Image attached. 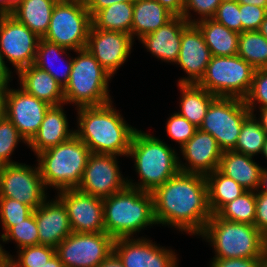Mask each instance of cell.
Wrapping results in <instances>:
<instances>
[{
  "label": "cell",
  "instance_id": "1",
  "mask_svg": "<svg viewBox=\"0 0 267 267\" xmlns=\"http://www.w3.org/2000/svg\"><path fill=\"white\" fill-rule=\"evenodd\" d=\"M151 193L154 217L162 226L198 236L212 216L203 174L179 171Z\"/></svg>",
  "mask_w": 267,
  "mask_h": 267
},
{
  "label": "cell",
  "instance_id": "2",
  "mask_svg": "<svg viewBox=\"0 0 267 267\" xmlns=\"http://www.w3.org/2000/svg\"><path fill=\"white\" fill-rule=\"evenodd\" d=\"M77 109L78 129L75 135L85 143L91 153L128 155L136 128L124 120L112 101L100 105Z\"/></svg>",
  "mask_w": 267,
  "mask_h": 267
},
{
  "label": "cell",
  "instance_id": "3",
  "mask_svg": "<svg viewBox=\"0 0 267 267\" xmlns=\"http://www.w3.org/2000/svg\"><path fill=\"white\" fill-rule=\"evenodd\" d=\"M178 153L161 139L141 130H136L127 157L135 160V172L140 182L127 180L128 186L142 191L152 192L163 185L179 170Z\"/></svg>",
  "mask_w": 267,
  "mask_h": 267
},
{
  "label": "cell",
  "instance_id": "4",
  "mask_svg": "<svg viewBox=\"0 0 267 267\" xmlns=\"http://www.w3.org/2000/svg\"><path fill=\"white\" fill-rule=\"evenodd\" d=\"M103 216L105 232L113 239L132 238L147 226L157 225L152 193L129 186L103 198Z\"/></svg>",
  "mask_w": 267,
  "mask_h": 267
},
{
  "label": "cell",
  "instance_id": "5",
  "mask_svg": "<svg viewBox=\"0 0 267 267\" xmlns=\"http://www.w3.org/2000/svg\"><path fill=\"white\" fill-rule=\"evenodd\" d=\"M88 147L76 135L38 153L37 161L46 189H75L81 182L89 155Z\"/></svg>",
  "mask_w": 267,
  "mask_h": 267
},
{
  "label": "cell",
  "instance_id": "6",
  "mask_svg": "<svg viewBox=\"0 0 267 267\" xmlns=\"http://www.w3.org/2000/svg\"><path fill=\"white\" fill-rule=\"evenodd\" d=\"M211 243L213 258H264V235L248 223L231 222L212 214L199 235Z\"/></svg>",
  "mask_w": 267,
  "mask_h": 267
},
{
  "label": "cell",
  "instance_id": "7",
  "mask_svg": "<svg viewBox=\"0 0 267 267\" xmlns=\"http://www.w3.org/2000/svg\"><path fill=\"white\" fill-rule=\"evenodd\" d=\"M69 81L63 88L65 104L77 108L100 106L111 102L109 80L111 75L99 64L87 48L74 51Z\"/></svg>",
  "mask_w": 267,
  "mask_h": 267
},
{
  "label": "cell",
  "instance_id": "8",
  "mask_svg": "<svg viewBox=\"0 0 267 267\" xmlns=\"http://www.w3.org/2000/svg\"><path fill=\"white\" fill-rule=\"evenodd\" d=\"M255 70L238 55L212 56L197 85L216 97L244 99L250 91Z\"/></svg>",
  "mask_w": 267,
  "mask_h": 267
},
{
  "label": "cell",
  "instance_id": "9",
  "mask_svg": "<svg viewBox=\"0 0 267 267\" xmlns=\"http://www.w3.org/2000/svg\"><path fill=\"white\" fill-rule=\"evenodd\" d=\"M92 17L86 3L59 0L52 12L47 33L42 38L69 50L86 48Z\"/></svg>",
  "mask_w": 267,
  "mask_h": 267
},
{
  "label": "cell",
  "instance_id": "10",
  "mask_svg": "<svg viewBox=\"0 0 267 267\" xmlns=\"http://www.w3.org/2000/svg\"><path fill=\"white\" fill-rule=\"evenodd\" d=\"M251 114L244 99L216 97L199 129L211 134L223 151L233 150L244 120Z\"/></svg>",
  "mask_w": 267,
  "mask_h": 267
},
{
  "label": "cell",
  "instance_id": "11",
  "mask_svg": "<svg viewBox=\"0 0 267 267\" xmlns=\"http://www.w3.org/2000/svg\"><path fill=\"white\" fill-rule=\"evenodd\" d=\"M113 243L106 232H72L55 249L64 267H98L113 252Z\"/></svg>",
  "mask_w": 267,
  "mask_h": 267
},
{
  "label": "cell",
  "instance_id": "12",
  "mask_svg": "<svg viewBox=\"0 0 267 267\" xmlns=\"http://www.w3.org/2000/svg\"><path fill=\"white\" fill-rule=\"evenodd\" d=\"M39 166L23 163L0 166V197L15 199L37 209L47 200Z\"/></svg>",
  "mask_w": 267,
  "mask_h": 267
},
{
  "label": "cell",
  "instance_id": "13",
  "mask_svg": "<svg viewBox=\"0 0 267 267\" xmlns=\"http://www.w3.org/2000/svg\"><path fill=\"white\" fill-rule=\"evenodd\" d=\"M40 39L12 15H0V52L16 73L34 64Z\"/></svg>",
  "mask_w": 267,
  "mask_h": 267
},
{
  "label": "cell",
  "instance_id": "14",
  "mask_svg": "<svg viewBox=\"0 0 267 267\" xmlns=\"http://www.w3.org/2000/svg\"><path fill=\"white\" fill-rule=\"evenodd\" d=\"M116 156L91 153L76 189L102 199L125 189L128 178H123Z\"/></svg>",
  "mask_w": 267,
  "mask_h": 267
},
{
  "label": "cell",
  "instance_id": "15",
  "mask_svg": "<svg viewBox=\"0 0 267 267\" xmlns=\"http://www.w3.org/2000/svg\"><path fill=\"white\" fill-rule=\"evenodd\" d=\"M50 107L51 105L47 102L26 93L22 88L15 90L8 86L5 116L18 129L27 143L37 134Z\"/></svg>",
  "mask_w": 267,
  "mask_h": 267
},
{
  "label": "cell",
  "instance_id": "16",
  "mask_svg": "<svg viewBox=\"0 0 267 267\" xmlns=\"http://www.w3.org/2000/svg\"><path fill=\"white\" fill-rule=\"evenodd\" d=\"M155 244L146 237L117 238L114 239L113 252L124 267H178L177 254Z\"/></svg>",
  "mask_w": 267,
  "mask_h": 267
},
{
  "label": "cell",
  "instance_id": "17",
  "mask_svg": "<svg viewBox=\"0 0 267 267\" xmlns=\"http://www.w3.org/2000/svg\"><path fill=\"white\" fill-rule=\"evenodd\" d=\"M57 193L67 209L72 232H105L102 198L83 193L76 188Z\"/></svg>",
  "mask_w": 267,
  "mask_h": 267
},
{
  "label": "cell",
  "instance_id": "18",
  "mask_svg": "<svg viewBox=\"0 0 267 267\" xmlns=\"http://www.w3.org/2000/svg\"><path fill=\"white\" fill-rule=\"evenodd\" d=\"M133 37L119 31H105L91 26L86 48L113 76L131 54Z\"/></svg>",
  "mask_w": 267,
  "mask_h": 267
},
{
  "label": "cell",
  "instance_id": "19",
  "mask_svg": "<svg viewBox=\"0 0 267 267\" xmlns=\"http://www.w3.org/2000/svg\"><path fill=\"white\" fill-rule=\"evenodd\" d=\"M212 58L200 29L195 24H189L181 36V48L178 60L188 75L179 79L178 84H197L203 77L206 67Z\"/></svg>",
  "mask_w": 267,
  "mask_h": 267
},
{
  "label": "cell",
  "instance_id": "20",
  "mask_svg": "<svg viewBox=\"0 0 267 267\" xmlns=\"http://www.w3.org/2000/svg\"><path fill=\"white\" fill-rule=\"evenodd\" d=\"M180 149L186 163L183 164L181 159H178L179 170L185 173L207 175L218 169L223 154L216 139L199 128Z\"/></svg>",
  "mask_w": 267,
  "mask_h": 267
},
{
  "label": "cell",
  "instance_id": "21",
  "mask_svg": "<svg viewBox=\"0 0 267 267\" xmlns=\"http://www.w3.org/2000/svg\"><path fill=\"white\" fill-rule=\"evenodd\" d=\"M33 212L38 226L39 244L56 248L72 233L67 209L58 197L46 200Z\"/></svg>",
  "mask_w": 267,
  "mask_h": 267
},
{
  "label": "cell",
  "instance_id": "22",
  "mask_svg": "<svg viewBox=\"0 0 267 267\" xmlns=\"http://www.w3.org/2000/svg\"><path fill=\"white\" fill-rule=\"evenodd\" d=\"M189 23L182 16H174L157 30L138 39L152 56L170 63H176L181 48L182 31Z\"/></svg>",
  "mask_w": 267,
  "mask_h": 267
},
{
  "label": "cell",
  "instance_id": "23",
  "mask_svg": "<svg viewBox=\"0 0 267 267\" xmlns=\"http://www.w3.org/2000/svg\"><path fill=\"white\" fill-rule=\"evenodd\" d=\"M63 104L51 106L42 121L37 134L27 146L38 153L57 146L75 135V130L69 129L67 116L63 109Z\"/></svg>",
  "mask_w": 267,
  "mask_h": 267
},
{
  "label": "cell",
  "instance_id": "24",
  "mask_svg": "<svg viewBox=\"0 0 267 267\" xmlns=\"http://www.w3.org/2000/svg\"><path fill=\"white\" fill-rule=\"evenodd\" d=\"M20 88L51 106L65 104L63 87L45 70L34 64L18 73Z\"/></svg>",
  "mask_w": 267,
  "mask_h": 267
},
{
  "label": "cell",
  "instance_id": "25",
  "mask_svg": "<svg viewBox=\"0 0 267 267\" xmlns=\"http://www.w3.org/2000/svg\"><path fill=\"white\" fill-rule=\"evenodd\" d=\"M263 167L253 157L233 150L223 151L218 170L247 191H257Z\"/></svg>",
  "mask_w": 267,
  "mask_h": 267
},
{
  "label": "cell",
  "instance_id": "26",
  "mask_svg": "<svg viewBox=\"0 0 267 267\" xmlns=\"http://www.w3.org/2000/svg\"><path fill=\"white\" fill-rule=\"evenodd\" d=\"M175 15L162 6L157 0H136L133 3V22L131 36L140 39L142 36L157 30Z\"/></svg>",
  "mask_w": 267,
  "mask_h": 267
},
{
  "label": "cell",
  "instance_id": "27",
  "mask_svg": "<svg viewBox=\"0 0 267 267\" xmlns=\"http://www.w3.org/2000/svg\"><path fill=\"white\" fill-rule=\"evenodd\" d=\"M212 56H233L238 53L239 33L228 29L214 19H204L195 23Z\"/></svg>",
  "mask_w": 267,
  "mask_h": 267
},
{
  "label": "cell",
  "instance_id": "28",
  "mask_svg": "<svg viewBox=\"0 0 267 267\" xmlns=\"http://www.w3.org/2000/svg\"><path fill=\"white\" fill-rule=\"evenodd\" d=\"M59 0H23L12 14L20 23L43 38L50 25L51 15Z\"/></svg>",
  "mask_w": 267,
  "mask_h": 267
},
{
  "label": "cell",
  "instance_id": "29",
  "mask_svg": "<svg viewBox=\"0 0 267 267\" xmlns=\"http://www.w3.org/2000/svg\"><path fill=\"white\" fill-rule=\"evenodd\" d=\"M178 87L181 99L180 111L177 113L199 128L209 105L216 96L197 84H178Z\"/></svg>",
  "mask_w": 267,
  "mask_h": 267
},
{
  "label": "cell",
  "instance_id": "30",
  "mask_svg": "<svg viewBox=\"0 0 267 267\" xmlns=\"http://www.w3.org/2000/svg\"><path fill=\"white\" fill-rule=\"evenodd\" d=\"M205 177L208 202L212 214H216L225 204L247 191L235 180L222 174L218 169L208 173Z\"/></svg>",
  "mask_w": 267,
  "mask_h": 267
},
{
  "label": "cell",
  "instance_id": "31",
  "mask_svg": "<svg viewBox=\"0 0 267 267\" xmlns=\"http://www.w3.org/2000/svg\"><path fill=\"white\" fill-rule=\"evenodd\" d=\"M67 51H69V49L59 46L58 44L48 42L41 38L38 44L36 58L34 61L35 66L48 72L63 88L69 81L73 57H70L68 61L67 59L64 60L66 64L64 63L65 67L61 72H57L59 68H55L56 66L54 65V62H57L60 59L61 55L66 54L68 56L69 54Z\"/></svg>",
  "mask_w": 267,
  "mask_h": 267
},
{
  "label": "cell",
  "instance_id": "32",
  "mask_svg": "<svg viewBox=\"0 0 267 267\" xmlns=\"http://www.w3.org/2000/svg\"><path fill=\"white\" fill-rule=\"evenodd\" d=\"M133 3L120 2L98 11L92 17V26L105 31H119L131 35Z\"/></svg>",
  "mask_w": 267,
  "mask_h": 267
},
{
  "label": "cell",
  "instance_id": "33",
  "mask_svg": "<svg viewBox=\"0 0 267 267\" xmlns=\"http://www.w3.org/2000/svg\"><path fill=\"white\" fill-rule=\"evenodd\" d=\"M237 55L255 69L267 68V39L258 30L239 33Z\"/></svg>",
  "mask_w": 267,
  "mask_h": 267
},
{
  "label": "cell",
  "instance_id": "34",
  "mask_svg": "<svg viewBox=\"0 0 267 267\" xmlns=\"http://www.w3.org/2000/svg\"><path fill=\"white\" fill-rule=\"evenodd\" d=\"M256 118L255 114L251 113L244 120L233 151L243 153L251 157L262 153L267 135Z\"/></svg>",
  "mask_w": 267,
  "mask_h": 267
},
{
  "label": "cell",
  "instance_id": "35",
  "mask_svg": "<svg viewBox=\"0 0 267 267\" xmlns=\"http://www.w3.org/2000/svg\"><path fill=\"white\" fill-rule=\"evenodd\" d=\"M256 208V192L246 191L233 201L225 204L216 214L231 222L254 225Z\"/></svg>",
  "mask_w": 267,
  "mask_h": 267
},
{
  "label": "cell",
  "instance_id": "36",
  "mask_svg": "<svg viewBox=\"0 0 267 267\" xmlns=\"http://www.w3.org/2000/svg\"><path fill=\"white\" fill-rule=\"evenodd\" d=\"M0 239L2 242L13 240L17 244V248L39 245L38 226L34 212L25 220L12 226Z\"/></svg>",
  "mask_w": 267,
  "mask_h": 267
},
{
  "label": "cell",
  "instance_id": "37",
  "mask_svg": "<svg viewBox=\"0 0 267 267\" xmlns=\"http://www.w3.org/2000/svg\"><path fill=\"white\" fill-rule=\"evenodd\" d=\"M21 140L28 145L18 129L6 116L0 119V166L18 163L11 160L10 156Z\"/></svg>",
  "mask_w": 267,
  "mask_h": 267
},
{
  "label": "cell",
  "instance_id": "38",
  "mask_svg": "<svg viewBox=\"0 0 267 267\" xmlns=\"http://www.w3.org/2000/svg\"><path fill=\"white\" fill-rule=\"evenodd\" d=\"M55 254V247L39 244L19 249L16 260L10 258L17 267H43Z\"/></svg>",
  "mask_w": 267,
  "mask_h": 267
},
{
  "label": "cell",
  "instance_id": "39",
  "mask_svg": "<svg viewBox=\"0 0 267 267\" xmlns=\"http://www.w3.org/2000/svg\"><path fill=\"white\" fill-rule=\"evenodd\" d=\"M33 209L12 198L0 197V219L4 233L16 223L25 220L33 213Z\"/></svg>",
  "mask_w": 267,
  "mask_h": 267
},
{
  "label": "cell",
  "instance_id": "40",
  "mask_svg": "<svg viewBox=\"0 0 267 267\" xmlns=\"http://www.w3.org/2000/svg\"><path fill=\"white\" fill-rule=\"evenodd\" d=\"M244 102L252 114L255 112L256 104L261 103L259 109L267 108V68L255 70L250 91Z\"/></svg>",
  "mask_w": 267,
  "mask_h": 267
},
{
  "label": "cell",
  "instance_id": "41",
  "mask_svg": "<svg viewBox=\"0 0 267 267\" xmlns=\"http://www.w3.org/2000/svg\"><path fill=\"white\" fill-rule=\"evenodd\" d=\"M197 127L190 123L185 117L177 112L173 113L166 122V132L169 138L173 139L182 147L187 143L197 131Z\"/></svg>",
  "mask_w": 267,
  "mask_h": 267
},
{
  "label": "cell",
  "instance_id": "42",
  "mask_svg": "<svg viewBox=\"0 0 267 267\" xmlns=\"http://www.w3.org/2000/svg\"><path fill=\"white\" fill-rule=\"evenodd\" d=\"M220 4L221 2L219 0H185L182 17L189 24H195L204 19H211L216 14ZM190 11H194L197 15H200L198 19H191L192 15Z\"/></svg>",
  "mask_w": 267,
  "mask_h": 267
},
{
  "label": "cell",
  "instance_id": "43",
  "mask_svg": "<svg viewBox=\"0 0 267 267\" xmlns=\"http://www.w3.org/2000/svg\"><path fill=\"white\" fill-rule=\"evenodd\" d=\"M212 19L230 30L242 33V22L240 20L238 1L222 2L218 6L216 14Z\"/></svg>",
  "mask_w": 267,
  "mask_h": 267
},
{
  "label": "cell",
  "instance_id": "44",
  "mask_svg": "<svg viewBox=\"0 0 267 267\" xmlns=\"http://www.w3.org/2000/svg\"><path fill=\"white\" fill-rule=\"evenodd\" d=\"M242 32L257 31L267 15V8L256 5L239 4Z\"/></svg>",
  "mask_w": 267,
  "mask_h": 267
},
{
  "label": "cell",
  "instance_id": "45",
  "mask_svg": "<svg viewBox=\"0 0 267 267\" xmlns=\"http://www.w3.org/2000/svg\"><path fill=\"white\" fill-rule=\"evenodd\" d=\"M264 258H213L210 267H263Z\"/></svg>",
  "mask_w": 267,
  "mask_h": 267
},
{
  "label": "cell",
  "instance_id": "46",
  "mask_svg": "<svg viewBox=\"0 0 267 267\" xmlns=\"http://www.w3.org/2000/svg\"><path fill=\"white\" fill-rule=\"evenodd\" d=\"M255 227L265 235L267 233V194L256 192Z\"/></svg>",
  "mask_w": 267,
  "mask_h": 267
},
{
  "label": "cell",
  "instance_id": "47",
  "mask_svg": "<svg viewBox=\"0 0 267 267\" xmlns=\"http://www.w3.org/2000/svg\"><path fill=\"white\" fill-rule=\"evenodd\" d=\"M135 1L136 0H89L86 3V7L91 17H93L98 11L112 5L113 3H120V2L134 3Z\"/></svg>",
  "mask_w": 267,
  "mask_h": 267
},
{
  "label": "cell",
  "instance_id": "48",
  "mask_svg": "<svg viewBox=\"0 0 267 267\" xmlns=\"http://www.w3.org/2000/svg\"><path fill=\"white\" fill-rule=\"evenodd\" d=\"M162 6L175 16H182L185 0H157Z\"/></svg>",
  "mask_w": 267,
  "mask_h": 267
},
{
  "label": "cell",
  "instance_id": "49",
  "mask_svg": "<svg viewBox=\"0 0 267 267\" xmlns=\"http://www.w3.org/2000/svg\"><path fill=\"white\" fill-rule=\"evenodd\" d=\"M10 68L6 66L5 60L3 58L2 53L0 52V83L8 84L11 78V71Z\"/></svg>",
  "mask_w": 267,
  "mask_h": 267
},
{
  "label": "cell",
  "instance_id": "50",
  "mask_svg": "<svg viewBox=\"0 0 267 267\" xmlns=\"http://www.w3.org/2000/svg\"><path fill=\"white\" fill-rule=\"evenodd\" d=\"M98 267H124L118 256L112 252Z\"/></svg>",
  "mask_w": 267,
  "mask_h": 267
},
{
  "label": "cell",
  "instance_id": "51",
  "mask_svg": "<svg viewBox=\"0 0 267 267\" xmlns=\"http://www.w3.org/2000/svg\"><path fill=\"white\" fill-rule=\"evenodd\" d=\"M9 84L0 83V119L5 117L6 93Z\"/></svg>",
  "mask_w": 267,
  "mask_h": 267
},
{
  "label": "cell",
  "instance_id": "52",
  "mask_svg": "<svg viewBox=\"0 0 267 267\" xmlns=\"http://www.w3.org/2000/svg\"><path fill=\"white\" fill-rule=\"evenodd\" d=\"M256 192L267 194V168L262 169L259 186Z\"/></svg>",
  "mask_w": 267,
  "mask_h": 267
},
{
  "label": "cell",
  "instance_id": "53",
  "mask_svg": "<svg viewBox=\"0 0 267 267\" xmlns=\"http://www.w3.org/2000/svg\"><path fill=\"white\" fill-rule=\"evenodd\" d=\"M260 117L257 119L267 135V108L259 109Z\"/></svg>",
  "mask_w": 267,
  "mask_h": 267
},
{
  "label": "cell",
  "instance_id": "54",
  "mask_svg": "<svg viewBox=\"0 0 267 267\" xmlns=\"http://www.w3.org/2000/svg\"><path fill=\"white\" fill-rule=\"evenodd\" d=\"M239 4L256 5L263 8H267V0H238Z\"/></svg>",
  "mask_w": 267,
  "mask_h": 267
},
{
  "label": "cell",
  "instance_id": "55",
  "mask_svg": "<svg viewBox=\"0 0 267 267\" xmlns=\"http://www.w3.org/2000/svg\"><path fill=\"white\" fill-rule=\"evenodd\" d=\"M43 267H64V265L55 254Z\"/></svg>",
  "mask_w": 267,
  "mask_h": 267
},
{
  "label": "cell",
  "instance_id": "56",
  "mask_svg": "<svg viewBox=\"0 0 267 267\" xmlns=\"http://www.w3.org/2000/svg\"><path fill=\"white\" fill-rule=\"evenodd\" d=\"M0 244V266L3 265L12 256L9 252L5 251Z\"/></svg>",
  "mask_w": 267,
  "mask_h": 267
},
{
  "label": "cell",
  "instance_id": "57",
  "mask_svg": "<svg viewBox=\"0 0 267 267\" xmlns=\"http://www.w3.org/2000/svg\"><path fill=\"white\" fill-rule=\"evenodd\" d=\"M23 0H8V15H12L14 9L22 2Z\"/></svg>",
  "mask_w": 267,
  "mask_h": 267
},
{
  "label": "cell",
  "instance_id": "58",
  "mask_svg": "<svg viewBox=\"0 0 267 267\" xmlns=\"http://www.w3.org/2000/svg\"><path fill=\"white\" fill-rule=\"evenodd\" d=\"M0 15H8V0H0Z\"/></svg>",
  "mask_w": 267,
  "mask_h": 267
},
{
  "label": "cell",
  "instance_id": "59",
  "mask_svg": "<svg viewBox=\"0 0 267 267\" xmlns=\"http://www.w3.org/2000/svg\"><path fill=\"white\" fill-rule=\"evenodd\" d=\"M258 31L267 39V15L260 24Z\"/></svg>",
  "mask_w": 267,
  "mask_h": 267
},
{
  "label": "cell",
  "instance_id": "60",
  "mask_svg": "<svg viewBox=\"0 0 267 267\" xmlns=\"http://www.w3.org/2000/svg\"><path fill=\"white\" fill-rule=\"evenodd\" d=\"M0 267H17L16 264L12 261V259H8L3 265Z\"/></svg>",
  "mask_w": 267,
  "mask_h": 267
},
{
  "label": "cell",
  "instance_id": "61",
  "mask_svg": "<svg viewBox=\"0 0 267 267\" xmlns=\"http://www.w3.org/2000/svg\"><path fill=\"white\" fill-rule=\"evenodd\" d=\"M265 158L267 159V137H266V140H265V143H264V146H263V150H262V153Z\"/></svg>",
  "mask_w": 267,
  "mask_h": 267
},
{
  "label": "cell",
  "instance_id": "62",
  "mask_svg": "<svg viewBox=\"0 0 267 267\" xmlns=\"http://www.w3.org/2000/svg\"><path fill=\"white\" fill-rule=\"evenodd\" d=\"M265 254H267V233L264 235Z\"/></svg>",
  "mask_w": 267,
  "mask_h": 267
},
{
  "label": "cell",
  "instance_id": "63",
  "mask_svg": "<svg viewBox=\"0 0 267 267\" xmlns=\"http://www.w3.org/2000/svg\"><path fill=\"white\" fill-rule=\"evenodd\" d=\"M263 267H267V254H265L263 259Z\"/></svg>",
  "mask_w": 267,
  "mask_h": 267
},
{
  "label": "cell",
  "instance_id": "64",
  "mask_svg": "<svg viewBox=\"0 0 267 267\" xmlns=\"http://www.w3.org/2000/svg\"><path fill=\"white\" fill-rule=\"evenodd\" d=\"M69 1H79V2H83V3H87L89 0H69Z\"/></svg>",
  "mask_w": 267,
  "mask_h": 267
},
{
  "label": "cell",
  "instance_id": "65",
  "mask_svg": "<svg viewBox=\"0 0 267 267\" xmlns=\"http://www.w3.org/2000/svg\"><path fill=\"white\" fill-rule=\"evenodd\" d=\"M221 3L222 2H228V1H238V0H219Z\"/></svg>",
  "mask_w": 267,
  "mask_h": 267
}]
</instances>
